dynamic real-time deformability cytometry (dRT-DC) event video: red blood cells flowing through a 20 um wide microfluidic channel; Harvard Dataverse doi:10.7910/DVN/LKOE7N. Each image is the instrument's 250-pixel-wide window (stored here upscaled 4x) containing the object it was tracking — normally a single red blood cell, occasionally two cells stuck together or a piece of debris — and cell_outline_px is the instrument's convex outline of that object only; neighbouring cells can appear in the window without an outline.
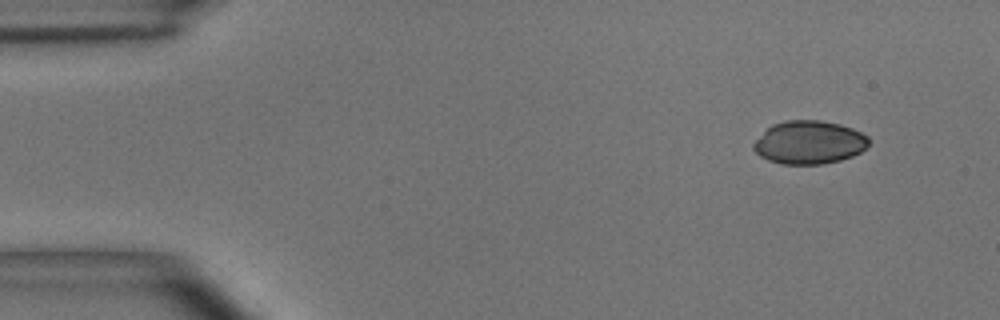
{"species": "common noctule bat (a hibernating species)", "species_latin": "Nyctalus noctula", "temperature_condition": "room temperature", "stored_images_in_passage": 4, "camera_frame_rate_fps": 3000, "um_per_image_px": 0.085, "animal": {"sex": "male", "body_mass_g": 15.6}, "frame": {"image": 1, "passage_image": 1, "time_ms": 0.0, "image_size_px": [1000, 320], "cell_outline_px": [[868, 144], [860, 152], [852, 156], [840, 160], [824, 164], [784, 164], [768, 160], [760, 156], [752, 148], [752, 144], [772, 124], [784, 120], [820, 120], [840, 124], [852, 128], [868, 136]], "centroid_in_image_um": [68.77, 12.1], "position_along_channel_um": 16.2, "area_um2": 28.96}}
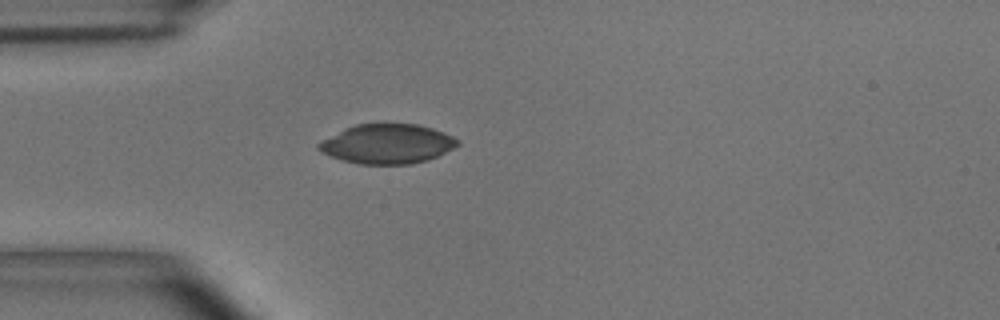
{"frame": {"image": 2, "passage_image": 4, "time_ms": 1.0, "image_size_px": [1000, 320], "cell_outline_px": [[460, 144], [428, 160], [412, 164], [360, 164], [344, 160], [332, 156], [316, 148], [316, 144], [344, 128], [356, 124], [384, 120], [416, 124], [432, 128], [444, 132], [460, 140]], "centroid_in_image_um": [32.93, 12.18], "position_along_channel_um": 52.1, "area_um2": 32.6}}